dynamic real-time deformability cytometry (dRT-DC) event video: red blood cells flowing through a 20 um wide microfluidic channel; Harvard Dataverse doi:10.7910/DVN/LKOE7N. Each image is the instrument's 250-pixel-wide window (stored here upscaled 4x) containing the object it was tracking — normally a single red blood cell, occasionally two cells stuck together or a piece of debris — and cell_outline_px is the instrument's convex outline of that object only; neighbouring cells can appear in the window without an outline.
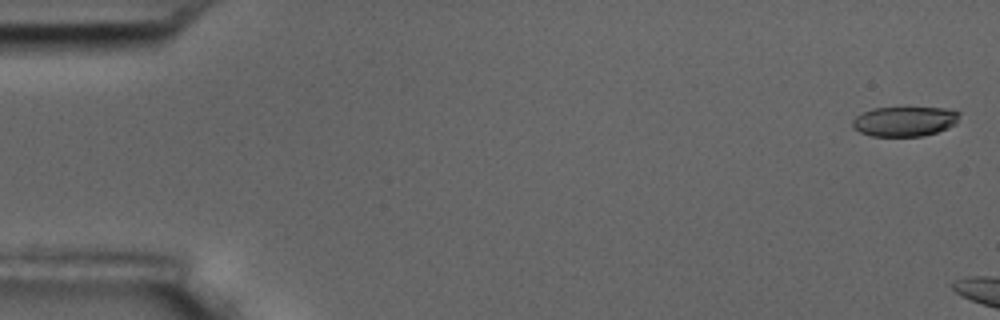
{"species": "common noctule bat (a hibernating species)", "species_latin": "Nyctalus noctula", "temperature_condition": "room temperature", "stored_images_in_passage": 5, "camera_frame_rate_fps": 3000, "um_per_image_px": 0.085, "animal": {"sex": "male", "body_mass_g": 17.5, "forearm_length_mm": 52.3}, "frame": {"image": 1, "passage_image": 1, "time_ms": 0.0, "image_size_px": [1000, 320], "cell_outline_px": [[960, 112], [956, 124], [948, 128], [936, 132], [920, 136], [872, 136], [860, 132], [852, 128], [852, 120], [856, 116], [872, 108], [944, 108]], "centroid_in_image_um": [76.87, 10.32], "position_along_channel_um": 8.1, "area_um2": 18.5}}